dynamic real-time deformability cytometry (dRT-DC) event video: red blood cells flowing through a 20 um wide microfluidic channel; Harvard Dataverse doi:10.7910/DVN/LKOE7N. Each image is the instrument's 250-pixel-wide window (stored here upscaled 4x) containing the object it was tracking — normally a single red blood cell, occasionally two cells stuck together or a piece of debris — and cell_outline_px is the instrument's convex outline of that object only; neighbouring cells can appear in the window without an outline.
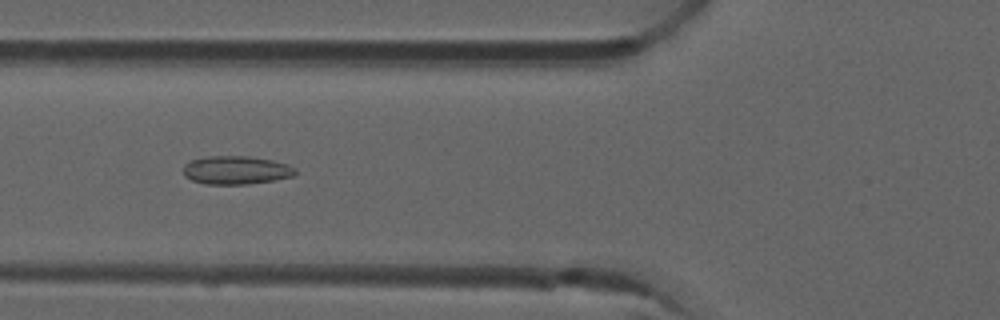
{"species": "common noctule bat (a hibernating species)", "species_latin": "Nyctalus noctula", "temperature_condition": "room temperature", "stored_images_in_passage": 48, "camera_frame_rate_fps": 3000, "um_per_image_px": 0.085, "animal": {"sex": "male", "forearm_length_mm": 52.5}, "frame": {"image": 1, "passage_image": 16, "time_ms": 5.0, "image_size_px": [1000, 320], "cell_outline_px": [[296, 176], [276, 180], [248, 184], [204, 184], [192, 180], [184, 176], [184, 164], [192, 160], [208, 156], [248, 156], [272, 160], [288, 164], [296, 168]], "centroid_in_image_um": [20.11, 14.46], "position_along_channel_um": 105.7, "area_um2": 18.67}}
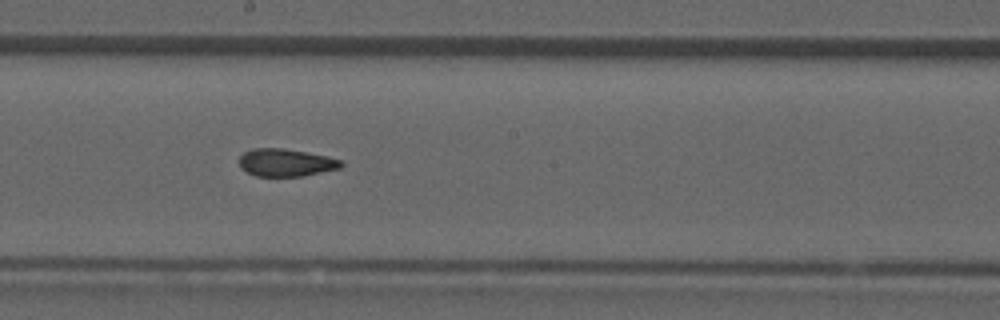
{"frame": {"image": 2, "passage_image": 25, "time_ms": 8.0, "image_size_px": [1000, 320], "cell_outline_px": [[344, 164], [340, 168], [304, 176], [256, 176], [240, 168], [240, 156], [244, 152], [252, 148], [284, 148], [324, 156], [340, 160]], "centroid_in_image_um": [24.27, 13.82], "position_along_channel_um": 223.9, "area_um2": 16.24}}
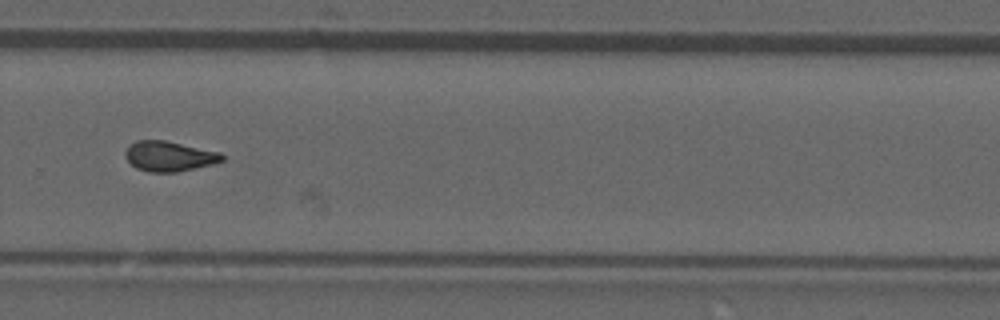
{"frame": {"image": 3, "passage_image": 32, "time_ms": 10.333, "image_size_px": [1000, 320], "cell_outline_px": [[224, 160], [216, 164], [176, 172], [148, 172], [136, 168], [124, 156], [124, 152], [136, 140], [164, 140], [220, 152], [224, 156]], "centroid_in_image_um": [14.41, 13.29], "position_along_channel_um": 315.4, "area_um2": 16.99}, "authors_computed_cell_mechanics": {"area_um2": 17.0221, "velocity_mm_per_s": 3.9419, "shape_relaxation_time_tau1_ms": null, "shape_relaxation_time_tau2_ms": 2.223, "deformation_change_tau1": null, "deformation_change_tau2": 0.0801}}